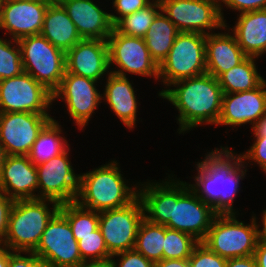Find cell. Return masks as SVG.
Segmentation results:
<instances>
[{"mask_svg": "<svg viewBox=\"0 0 266 267\" xmlns=\"http://www.w3.org/2000/svg\"><path fill=\"white\" fill-rule=\"evenodd\" d=\"M235 154L228 147L212 150L202 162L196 164V183H188L189 188L217 215H236L233 201L247 169L241 156Z\"/></svg>", "mask_w": 266, "mask_h": 267, "instance_id": "1", "label": "cell"}, {"mask_svg": "<svg viewBox=\"0 0 266 267\" xmlns=\"http://www.w3.org/2000/svg\"><path fill=\"white\" fill-rule=\"evenodd\" d=\"M171 85L174 89H162L159 96L170 101L178 110L179 134L202 123L217 125L223 96L218 78L205 73Z\"/></svg>", "mask_w": 266, "mask_h": 267, "instance_id": "2", "label": "cell"}, {"mask_svg": "<svg viewBox=\"0 0 266 267\" xmlns=\"http://www.w3.org/2000/svg\"><path fill=\"white\" fill-rule=\"evenodd\" d=\"M116 161L93 171L80 174L76 202L90 210L102 212L118 209L132 203L138 197V189L129 187L123 179Z\"/></svg>", "mask_w": 266, "mask_h": 267, "instance_id": "3", "label": "cell"}, {"mask_svg": "<svg viewBox=\"0 0 266 267\" xmlns=\"http://www.w3.org/2000/svg\"><path fill=\"white\" fill-rule=\"evenodd\" d=\"M49 202L53 204L48 208ZM60 204L48 199L16 200L9 215L8 231L2 246L12 252H33Z\"/></svg>", "mask_w": 266, "mask_h": 267, "instance_id": "4", "label": "cell"}, {"mask_svg": "<svg viewBox=\"0 0 266 267\" xmlns=\"http://www.w3.org/2000/svg\"><path fill=\"white\" fill-rule=\"evenodd\" d=\"M202 243L225 259L254 255L258 244L256 217L252 216L251 224H244L235 214L216 215Z\"/></svg>", "mask_w": 266, "mask_h": 267, "instance_id": "5", "label": "cell"}, {"mask_svg": "<svg viewBox=\"0 0 266 267\" xmlns=\"http://www.w3.org/2000/svg\"><path fill=\"white\" fill-rule=\"evenodd\" d=\"M17 42L24 72L53 93L60 86L66 71L65 52L41 34L26 36Z\"/></svg>", "mask_w": 266, "mask_h": 267, "instance_id": "6", "label": "cell"}, {"mask_svg": "<svg viewBox=\"0 0 266 267\" xmlns=\"http://www.w3.org/2000/svg\"><path fill=\"white\" fill-rule=\"evenodd\" d=\"M205 47L206 35L180 32L167 57L159 65V78H163L165 86L207 73Z\"/></svg>", "mask_w": 266, "mask_h": 267, "instance_id": "7", "label": "cell"}, {"mask_svg": "<svg viewBox=\"0 0 266 267\" xmlns=\"http://www.w3.org/2000/svg\"><path fill=\"white\" fill-rule=\"evenodd\" d=\"M161 11L179 32L210 34L206 31L227 27L218 0H159Z\"/></svg>", "mask_w": 266, "mask_h": 267, "instance_id": "8", "label": "cell"}, {"mask_svg": "<svg viewBox=\"0 0 266 267\" xmlns=\"http://www.w3.org/2000/svg\"><path fill=\"white\" fill-rule=\"evenodd\" d=\"M217 214L212 207L202 201L188 183L176 180V202H172L168 228L193 236L202 242Z\"/></svg>", "mask_w": 266, "mask_h": 267, "instance_id": "9", "label": "cell"}, {"mask_svg": "<svg viewBox=\"0 0 266 267\" xmlns=\"http://www.w3.org/2000/svg\"><path fill=\"white\" fill-rule=\"evenodd\" d=\"M143 220L144 209L139 197L125 207L99 212V228L108 252L114 255L133 250Z\"/></svg>", "mask_w": 266, "mask_h": 267, "instance_id": "10", "label": "cell"}, {"mask_svg": "<svg viewBox=\"0 0 266 267\" xmlns=\"http://www.w3.org/2000/svg\"><path fill=\"white\" fill-rule=\"evenodd\" d=\"M53 94L27 72L0 80V112L48 113Z\"/></svg>", "mask_w": 266, "mask_h": 267, "instance_id": "11", "label": "cell"}, {"mask_svg": "<svg viewBox=\"0 0 266 267\" xmlns=\"http://www.w3.org/2000/svg\"><path fill=\"white\" fill-rule=\"evenodd\" d=\"M50 267H79L84 261L67 218L58 211L47 224L33 251Z\"/></svg>", "mask_w": 266, "mask_h": 267, "instance_id": "12", "label": "cell"}, {"mask_svg": "<svg viewBox=\"0 0 266 267\" xmlns=\"http://www.w3.org/2000/svg\"><path fill=\"white\" fill-rule=\"evenodd\" d=\"M109 66L116 64L119 69L110 72L126 77V72L159 80V66L151 58L144 38L131 37L113 28L107 38Z\"/></svg>", "mask_w": 266, "mask_h": 267, "instance_id": "13", "label": "cell"}, {"mask_svg": "<svg viewBox=\"0 0 266 267\" xmlns=\"http://www.w3.org/2000/svg\"><path fill=\"white\" fill-rule=\"evenodd\" d=\"M66 148L61 154L36 166L38 176V199H48L65 204L76 202L80 175L74 173Z\"/></svg>", "mask_w": 266, "mask_h": 267, "instance_id": "14", "label": "cell"}, {"mask_svg": "<svg viewBox=\"0 0 266 267\" xmlns=\"http://www.w3.org/2000/svg\"><path fill=\"white\" fill-rule=\"evenodd\" d=\"M52 119L48 113L0 112V144L5 154L28 155Z\"/></svg>", "mask_w": 266, "mask_h": 267, "instance_id": "15", "label": "cell"}, {"mask_svg": "<svg viewBox=\"0 0 266 267\" xmlns=\"http://www.w3.org/2000/svg\"><path fill=\"white\" fill-rule=\"evenodd\" d=\"M96 82L65 71L60 86L52 93L53 101L56 98L64 99L71 119L81 129L87 125L103 97L96 89Z\"/></svg>", "mask_w": 266, "mask_h": 267, "instance_id": "16", "label": "cell"}, {"mask_svg": "<svg viewBox=\"0 0 266 267\" xmlns=\"http://www.w3.org/2000/svg\"><path fill=\"white\" fill-rule=\"evenodd\" d=\"M48 6L41 0H6L0 5V28L7 30L12 40L39 35Z\"/></svg>", "mask_w": 266, "mask_h": 267, "instance_id": "17", "label": "cell"}, {"mask_svg": "<svg viewBox=\"0 0 266 267\" xmlns=\"http://www.w3.org/2000/svg\"><path fill=\"white\" fill-rule=\"evenodd\" d=\"M266 113V80L257 88L236 93H223L217 125L253 126Z\"/></svg>", "mask_w": 266, "mask_h": 267, "instance_id": "18", "label": "cell"}, {"mask_svg": "<svg viewBox=\"0 0 266 267\" xmlns=\"http://www.w3.org/2000/svg\"><path fill=\"white\" fill-rule=\"evenodd\" d=\"M66 72L99 80L109 67L108 44L105 40L82 39L65 53Z\"/></svg>", "mask_w": 266, "mask_h": 267, "instance_id": "19", "label": "cell"}, {"mask_svg": "<svg viewBox=\"0 0 266 267\" xmlns=\"http://www.w3.org/2000/svg\"><path fill=\"white\" fill-rule=\"evenodd\" d=\"M0 189L14 201L37 199V170L28 155H6L0 170Z\"/></svg>", "mask_w": 266, "mask_h": 267, "instance_id": "20", "label": "cell"}, {"mask_svg": "<svg viewBox=\"0 0 266 267\" xmlns=\"http://www.w3.org/2000/svg\"><path fill=\"white\" fill-rule=\"evenodd\" d=\"M82 39L105 40L114 25L110 13L99 8L93 0H59Z\"/></svg>", "mask_w": 266, "mask_h": 267, "instance_id": "21", "label": "cell"}, {"mask_svg": "<svg viewBox=\"0 0 266 267\" xmlns=\"http://www.w3.org/2000/svg\"><path fill=\"white\" fill-rule=\"evenodd\" d=\"M205 56L206 71L216 78L248 57L229 32L207 34Z\"/></svg>", "mask_w": 266, "mask_h": 267, "instance_id": "22", "label": "cell"}, {"mask_svg": "<svg viewBox=\"0 0 266 267\" xmlns=\"http://www.w3.org/2000/svg\"><path fill=\"white\" fill-rule=\"evenodd\" d=\"M175 181L171 178L162 183L147 182L144 188H139L138 197L143 205L144 218L148 222L166 225L170 221L172 202H176Z\"/></svg>", "mask_w": 266, "mask_h": 267, "instance_id": "23", "label": "cell"}, {"mask_svg": "<svg viewBox=\"0 0 266 267\" xmlns=\"http://www.w3.org/2000/svg\"><path fill=\"white\" fill-rule=\"evenodd\" d=\"M232 28L238 45L248 57L266 53V9L241 13Z\"/></svg>", "mask_w": 266, "mask_h": 267, "instance_id": "24", "label": "cell"}, {"mask_svg": "<svg viewBox=\"0 0 266 267\" xmlns=\"http://www.w3.org/2000/svg\"><path fill=\"white\" fill-rule=\"evenodd\" d=\"M104 88V97L112 111L128 128L135 127L137 99L133 86L127 77L109 73Z\"/></svg>", "mask_w": 266, "mask_h": 267, "instance_id": "25", "label": "cell"}, {"mask_svg": "<svg viewBox=\"0 0 266 267\" xmlns=\"http://www.w3.org/2000/svg\"><path fill=\"white\" fill-rule=\"evenodd\" d=\"M40 34L65 53L82 40L75 24L60 3L49 4Z\"/></svg>", "mask_w": 266, "mask_h": 267, "instance_id": "26", "label": "cell"}, {"mask_svg": "<svg viewBox=\"0 0 266 267\" xmlns=\"http://www.w3.org/2000/svg\"><path fill=\"white\" fill-rule=\"evenodd\" d=\"M179 33L177 27L162 11L156 15L144 40L151 58L158 66L167 57Z\"/></svg>", "mask_w": 266, "mask_h": 267, "instance_id": "27", "label": "cell"}, {"mask_svg": "<svg viewBox=\"0 0 266 267\" xmlns=\"http://www.w3.org/2000/svg\"><path fill=\"white\" fill-rule=\"evenodd\" d=\"M218 81L223 93H236L253 90L265 80L257 71L255 57H247L239 65L223 72Z\"/></svg>", "mask_w": 266, "mask_h": 267, "instance_id": "28", "label": "cell"}, {"mask_svg": "<svg viewBox=\"0 0 266 267\" xmlns=\"http://www.w3.org/2000/svg\"><path fill=\"white\" fill-rule=\"evenodd\" d=\"M60 126L55 119H52L38 135L28 154L35 166L49 161L68 148L69 144L65 137L60 136L62 134Z\"/></svg>", "mask_w": 266, "mask_h": 267, "instance_id": "29", "label": "cell"}, {"mask_svg": "<svg viewBox=\"0 0 266 267\" xmlns=\"http://www.w3.org/2000/svg\"><path fill=\"white\" fill-rule=\"evenodd\" d=\"M164 238L165 225L150 223L144 218L137 232L134 250L153 263L159 262L163 259Z\"/></svg>", "mask_w": 266, "mask_h": 267, "instance_id": "30", "label": "cell"}, {"mask_svg": "<svg viewBox=\"0 0 266 267\" xmlns=\"http://www.w3.org/2000/svg\"><path fill=\"white\" fill-rule=\"evenodd\" d=\"M159 11H161L160 1L152 0L144 8L121 18L114 28L124 35L144 38Z\"/></svg>", "mask_w": 266, "mask_h": 267, "instance_id": "31", "label": "cell"}, {"mask_svg": "<svg viewBox=\"0 0 266 267\" xmlns=\"http://www.w3.org/2000/svg\"><path fill=\"white\" fill-rule=\"evenodd\" d=\"M59 211L67 218L74 236H86L99 228V212L77 202L61 204Z\"/></svg>", "mask_w": 266, "mask_h": 267, "instance_id": "32", "label": "cell"}, {"mask_svg": "<svg viewBox=\"0 0 266 267\" xmlns=\"http://www.w3.org/2000/svg\"><path fill=\"white\" fill-rule=\"evenodd\" d=\"M198 243L193 236L165 226L163 259H189Z\"/></svg>", "mask_w": 266, "mask_h": 267, "instance_id": "33", "label": "cell"}, {"mask_svg": "<svg viewBox=\"0 0 266 267\" xmlns=\"http://www.w3.org/2000/svg\"><path fill=\"white\" fill-rule=\"evenodd\" d=\"M0 38V80L20 75L23 70L21 51L17 40ZM13 46V47H12Z\"/></svg>", "mask_w": 266, "mask_h": 267, "instance_id": "34", "label": "cell"}, {"mask_svg": "<svg viewBox=\"0 0 266 267\" xmlns=\"http://www.w3.org/2000/svg\"><path fill=\"white\" fill-rule=\"evenodd\" d=\"M78 241V247L83 261L105 260L112 255L104 242L100 228L86 236H74Z\"/></svg>", "mask_w": 266, "mask_h": 267, "instance_id": "35", "label": "cell"}, {"mask_svg": "<svg viewBox=\"0 0 266 267\" xmlns=\"http://www.w3.org/2000/svg\"><path fill=\"white\" fill-rule=\"evenodd\" d=\"M190 267H226L227 259L212 252L199 242L188 259Z\"/></svg>", "mask_w": 266, "mask_h": 267, "instance_id": "36", "label": "cell"}, {"mask_svg": "<svg viewBox=\"0 0 266 267\" xmlns=\"http://www.w3.org/2000/svg\"><path fill=\"white\" fill-rule=\"evenodd\" d=\"M120 257V262L117 264L115 259L113 260L114 267H154L155 263L148 260L141 253L133 250H128L112 255L111 258Z\"/></svg>", "mask_w": 266, "mask_h": 267, "instance_id": "37", "label": "cell"}, {"mask_svg": "<svg viewBox=\"0 0 266 267\" xmlns=\"http://www.w3.org/2000/svg\"><path fill=\"white\" fill-rule=\"evenodd\" d=\"M256 137L250 149L243 154H239L243 161L252 160L259 164L258 166L266 173V137L265 136H254Z\"/></svg>", "mask_w": 266, "mask_h": 267, "instance_id": "38", "label": "cell"}, {"mask_svg": "<svg viewBox=\"0 0 266 267\" xmlns=\"http://www.w3.org/2000/svg\"><path fill=\"white\" fill-rule=\"evenodd\" d=\"M151 1L150 0H114L113 8H115L120 16L110 14L111 22L115 25L121 18L129 14H133L137 10L144 8Z\"/></svg>", "mask_w": 266, "mask_h": 267, "instance_id": "39", "label": "cell"}, {"mask_svg": "<svg viewBox=\"0 0 266 267\" xmlns=\"http://www.w3.org/2000/svg\"><path fill=\"white\" fill-rule=\"evenodd\" d=\"M27 254L26 256H22L21 252H12L9 250L7 267H50L44 259L37 256L35 253L27 252Z\"/></svg>", "mask_w": 266, "mask_h": 267, "instance_id": "40", "label": "cell"}, {"mask_svg": "<svg viewBox=\"0 0 266 267\" xmlns=\"http://www.w3.org/2000/svg\"><path fill=\"white\" fill-rule=\"evenodd\" d=\"M219 2V10L221 13V17L225 23L222 10L221 3L223 2L227 7L233 10H237L241 13L251 12L256 10H265L266 9V0H218Z\"/></svg>", "mask_w": 266, "mask_h": 267, "instance_id": "41", "label": "cell"}, {"mask_svg": "<svg viewBox=\"0 0 266 267\" xmlns=\"http://www.w3.org/2000/svg\"><path fill=\"white\" fill-rule=\"evenodd\" d=\"M13 204L14 200L8 197L0 189V244L4 241L7 235L9 215Z\"/></svg>", "mask_w": 266, "mask_h": 267, "instance_id": "42", "label": "cell"}, {"mask_svg": "<svg viewBox=\"0 0 266 267\" xmlns=\"http://www.w3.org/2000/svg\"><path fill=\"white\" fill-rule=\"evenodd\" d=\"M226 267H257L254 255L227 259Z\"/></svg>", "mask_w": 266, "mask_h": 267, "instance_id": "43", "label": "cell"}, {"mask_svg": "<svg viewBox=\"0 0 266 267\" xmlns=\"http://www.w3.org/2000/svg\"><path fill=\"white\" fill-rule=\"evenodd\" d=\"M154 267H190L188 259H162Z\"/></svg>", "mask_w": 266, "mask_h": 267, "instance_id": "44", "label": "cell"}, {"mask_svg": "<svg viewBox=\"0 0 266 267\" xmlns=\"http://www.w3.org/2000/svg\"><path fill=\"white\" fill-rule=\"evenodd\" d=\"M257 267H266V243L258 241L254 252Z\"/></svg>", "mask_w": 266, "mask_h": 267, "instance_id": "45", "label": "cell"}, {"mask_svg": "<svg viewBox=\"0 0 266 267\" xmlns=\"http://www.w3.org/2000/svg\"><path fill=\"white\" fill-rule=\"evenodd\" d=\"M79 267H114L112 258L105 260L84 261Z\"/></svg>", "mask_w": 266, "mask_h": 267, "instance_id": "46", "label": "cell"}, {"mask_svg": "<svg viewBox=\"0 0 266 267\" xmlns=\"http://www.w3.org/2000/svg\"><path fill=\"white\" fill-rule=\"evenodd\" d=\"M251 131L254 132V136L266 137V113L256 122Z\"/></svg>", "mask_w": 266, "mask_h": 267, "instance_id": "47", "label": "cell"}, {"mask_svg": "<svg viewBox=\"0 0 266 267\" xmlns=\"http://www.w3.org/2000/svg\"><path fill=\"white\" fill-rule=\"evenodd\" d=\"M262 230L259 229V225L256 223L257 227V238L258 241L260 242H265L266 243V210H263V216H262Z\"/></svg>", "mask_w": 266, "mask_h": 267, "instance_id": "48", "label": "cell"}, {"mask_svg": "<svg viewBox=\"0 0 266 267\" xmlns=\"http://www.w3.org/2000/svg\"><path fill=\"white\" fill-rule=\"evenodd\" d=\"M9 260V249L0 244V267H7Z\"/></svg>", "mask_w": 266, "mask_h": 267, "instance_id": "49", "label": "cell"}, {"mask_svg": "<svg viewBox=\"0 0 266 267\" xmlns=\"http://www.w3.org/2000/svg\"><path fill=\"white\" fill-rule=\"evenodd\" d=\"M5 157H6V154H5L4 148L0 144V170H1V167L3 165V162H4Z\"/></svg>", "mask_w": 266, "mask_h": 267, "instance_id": "50", "label": "cell"}, {"mask_svg": "<svg viewBox=\"0 0 266 267\" xmlns=\"http://www.w3.org/2000/svg\"><path fill=\"white\" fill-rule=\"evenodd\" d=\"M41 1L47 2L49 4L59 3V0H41Z\"/></svg>", "mask_w": 266, "mask_h": 267, "instance_id": "51", "label": "cell"}, {"mask_svg": "<svg viewBox=\"0 0 266 267\" xmlns=\"http://www.w3.org/2000/svg\"><path fill=\"white\" fill-rule=\"evenodd\" d=\"M6 0H0V5L2 4V3H4Z\"/></svg>", "mask_w": 266, "mask_h": 267, "instance_id": "52", "label": "cell"}]
</instances>
